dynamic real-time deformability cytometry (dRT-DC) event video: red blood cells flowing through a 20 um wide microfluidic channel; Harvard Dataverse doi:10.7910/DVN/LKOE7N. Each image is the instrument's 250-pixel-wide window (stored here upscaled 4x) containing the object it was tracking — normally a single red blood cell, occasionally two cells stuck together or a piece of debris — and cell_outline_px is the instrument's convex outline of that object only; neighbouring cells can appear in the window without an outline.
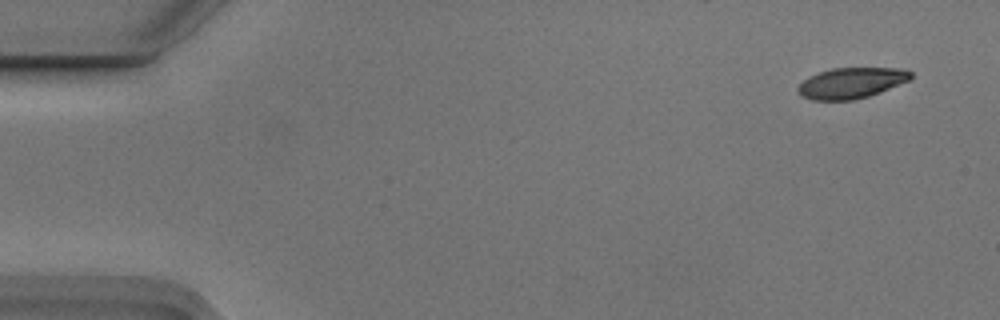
{"species": "Egyptian fruit bat (a non-hibernating species)", "species_latin": "Rousettus aegyptiacus", "temperature_condition": "cold", "stored_images_in_passage": 5, "camera_frame_rate_fps": 3000, "um_per_image_px": 0.085, "animal": {"sex": "male"}, "frame": {"image": 1, "passage_image": 1, "time_ms": 0.0, "image_size_px": [1000, 320], "cell_outline_px": [[912, 76], [908, 80], [868, 96], [852, 100], [812, 100], [804, 96], [796, 88], [808, 76], [832, 68], [904, 68], [912, 72]], "centroid_in_image_um": [72.35, 7.04], "position_along_channel_um": 12.6, "area_um2": 19.88}}
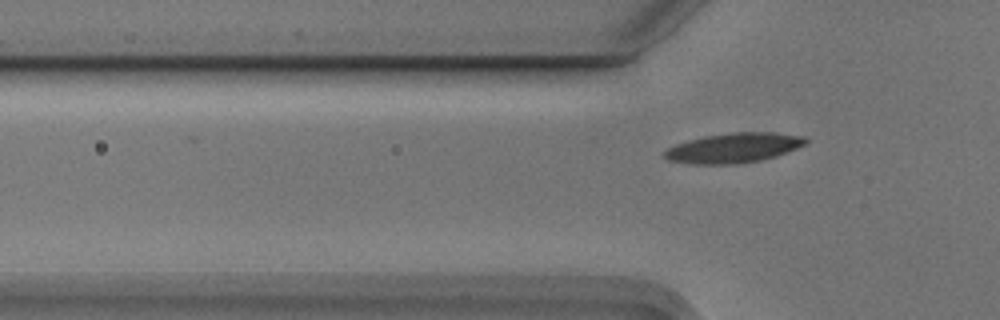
{"frame": {"image": 2, "passage_image": 5, "time_ms": 1.333, "image_size_px": [1000, 320], "cell_outline_px": [[808, 140], [804, 144], [796, 148], [776, 156], [760, 160], [732, 164], [692, 164], [668, 160], [664, 156], [664, 152], [668, 148], [676, 144], [688, 140], [704, 136], [732, 132], [772, 132], [804, 136]], "centroid_in_image_um": [62.35, 12.56], "position_along_channel_um": 63.5, "area_um2": 24.33}}